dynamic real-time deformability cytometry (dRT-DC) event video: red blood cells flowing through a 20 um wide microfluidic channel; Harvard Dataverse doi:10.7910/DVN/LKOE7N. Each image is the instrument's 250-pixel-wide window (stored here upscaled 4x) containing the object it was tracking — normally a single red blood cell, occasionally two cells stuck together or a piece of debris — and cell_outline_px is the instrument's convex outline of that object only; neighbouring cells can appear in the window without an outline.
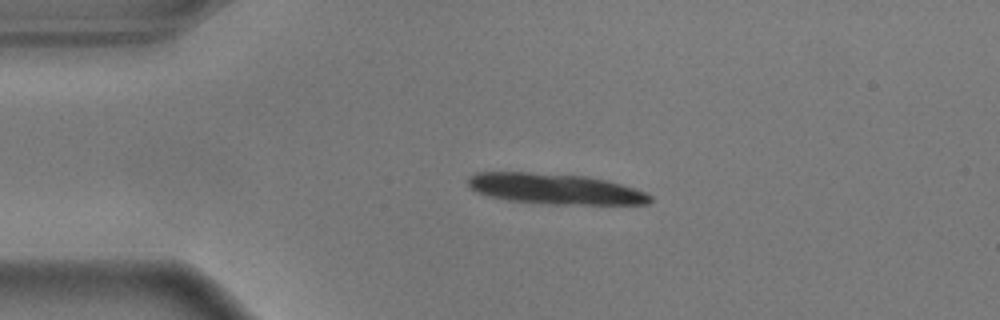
{"species": "common noctule bat (a hibernating species)", "species_latin": "Nyctalus noctula", "temperature_condition": "warm", "stored_images_in_passage": 31, "camera_frame_rate_fps": 3000, "um_per_image_px": 0.085, "animal": {"sex": "male", "body_mass_g": 17.9}, "frame": {"image": 1, "passage_image": 1, "time_ms": 0.0, "image_size_px": [1000, 320], "cell_outline_px": [[652, 200], [648, 204], [556, 204], [508, 200], [488, 196], [472, 188], [468, 184], [468, 176], [476, 172], [528, 172], [588, 176], [608, 180], [648, 192], [652, 196]], "centroid_in_image_um": [47.23, 16.04], "position_along_channel_um": 37.8, "area_um2": 32.48}}
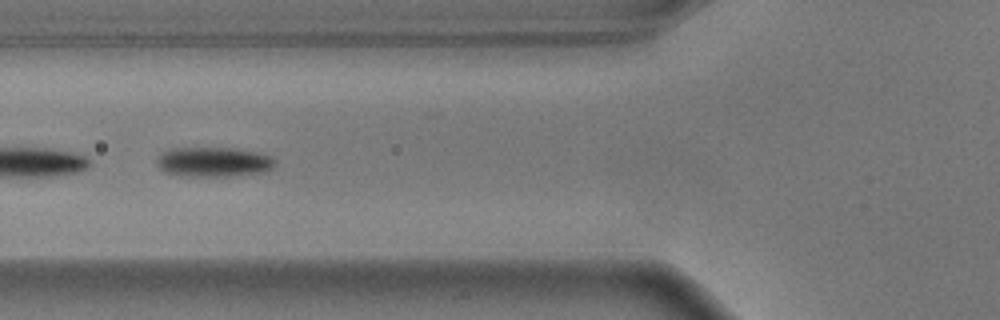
{"frame": {"image": 2, "passage_image": 10, "time_ms": 3.0, "image_size_px": [1000, 320], "cell_outline_px": [[276, 164], [272, 168], [264, 172], [228, 176], [180, 176], [164, 172], [156, 164], [156, 160], [160, 152], [172, 148], [232, 148], [256, 152], [272, 156], [276, 160]], "centroid_in_image_um": [18.13, 13.76], "position_along_channel_um": 107.7, "area_um2": 20.69}, "authors_computed_cell_mechanics": {"area_um2": 20.9814, "velocity_mm_per_s": 3.6211, "shape_relaxation_time_tau1_ms": 1.9537, "shape_relaxation_time_tau2_ms": 1.2664, "deformation_change_tau1": 0.1476, "deformation_change_tau2": 0.034}}